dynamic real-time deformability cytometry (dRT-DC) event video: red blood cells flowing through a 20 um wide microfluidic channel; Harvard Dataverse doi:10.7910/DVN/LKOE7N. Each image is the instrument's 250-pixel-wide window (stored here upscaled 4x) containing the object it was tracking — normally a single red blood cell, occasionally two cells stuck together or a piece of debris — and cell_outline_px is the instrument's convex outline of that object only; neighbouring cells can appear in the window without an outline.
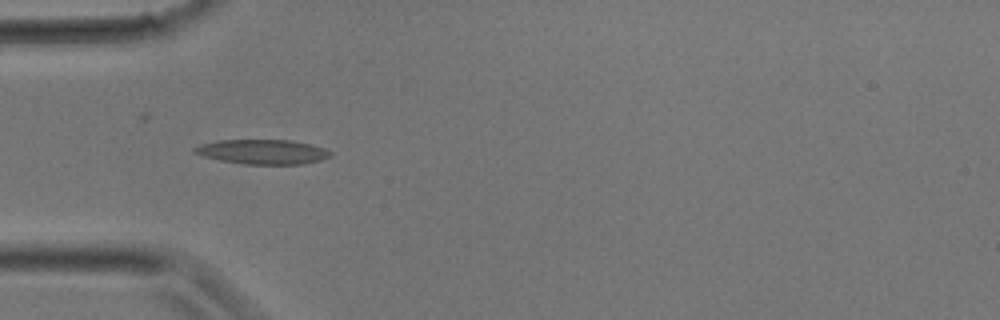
{"species": "common noctule bat (a hibernating species)", "species_latin": "Nyctalus noctula", "temperature_condition": "room temperature", "stored_images_in_passage": 20, "camera_frame_rate_fps": 3000, "um_per_image_px": 0.085, "animal": {"sex": "male", "body_mass_g": 17.9}, "frame": {"image": 1, "passage_image": 1, "time_ms": 0.0, "image_size_px": [1000, 320], "cell_outline_px": [[332, 156], [320, 160], [304, 164], [244, 164], [220, 160], [204, 156], [192, 152], [192, 148], [200, 144], [220, 140], [292, 140], [324, 148], [332, 152]], "centroid_in_image_um": [22.32, 12.9], "position_along_channel_um": 62.7, "area_um2": 19.48}}
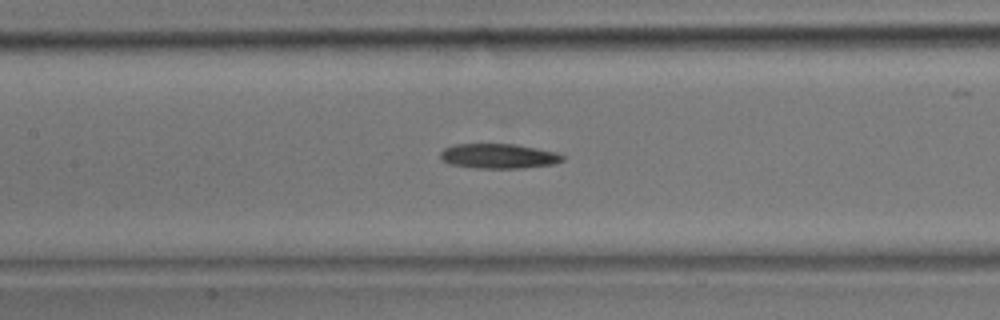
{"frame": {"image": 2, "passage_image": 6, "time_ms": 1.667, "image_size_px": [1000, 320], "cell_outline_px": [[564, 160], [552, 164], [520, 168], [476, 168], [448, 164], [440, 160], [440, 152], [444, 148], [452, 144], [516, 144], [556, 152], [564, 156]], "centroid_in_image_um": [42.32, 13.26], "position_along_channel_um": 165.1, "area_um2": 17.74}}
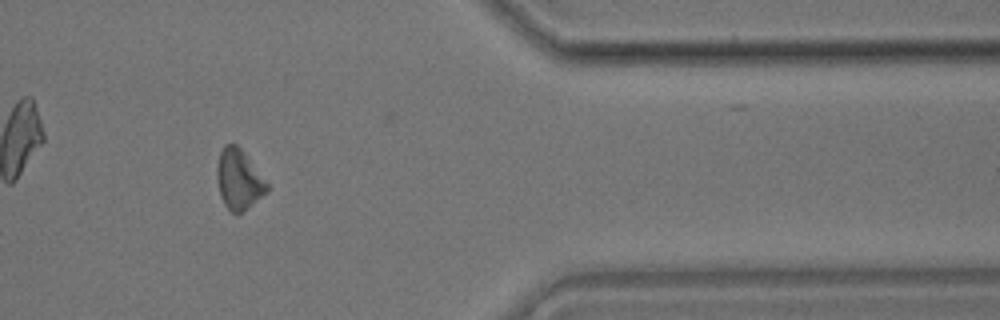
{"frame": {"image": 3, "passage_image": 18, "time_ms": 5.667, "image_size_px": [1000, 320], "cell_outline_px": [[268, 192], [236, 216], [224, 204], [220, 196], [216, 176], [216, 168], [220, 152], [224, 144], [236, 144], [244, 152], [268, 184]], "centroid_in_image_um": [20.28, 15.26], "position_along_channel_um": 391.1, "area_um2": 17.46}}